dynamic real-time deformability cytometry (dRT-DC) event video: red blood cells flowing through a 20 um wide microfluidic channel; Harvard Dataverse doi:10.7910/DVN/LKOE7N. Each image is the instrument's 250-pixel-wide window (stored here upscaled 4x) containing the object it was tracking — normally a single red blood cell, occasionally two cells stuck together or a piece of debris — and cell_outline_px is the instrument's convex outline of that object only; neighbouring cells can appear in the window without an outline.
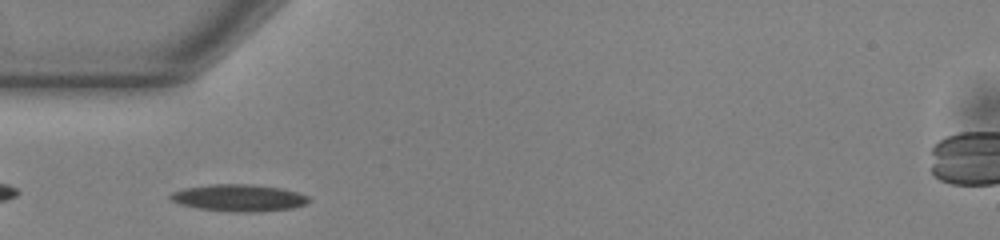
{"species": "common noctule bat (a hibernating species)", "species_latin": "Nyctalus noctula", "temperature_condition": "warm", "stored_images_in_passage": 38, "camera_frame_rate_fps": 3000, "um_per_image_px": 0.085, "animal": {"sex": "male", "body_mass_g": 13.0, "forearm_length_mm": 53.1}, "frame": {"image": 1, "passage_image": 2, "time_ms": 0.333, "image_size_px": [1000, 240], "cell_outline_px": [[312, 200], [304, 204], [292, 208], [256, 212], [232, 212], [200, 208], [180, 204], [172, 200], [168, 196], [172, 192], [184, 188], [212, 184], [252, 184], [284, 188], [300, 192], [308, 196]], "centroid_in_image_um": [20.35, 16.81], "position_along_channel_um": 64.7, "area_um2": 21.85}}
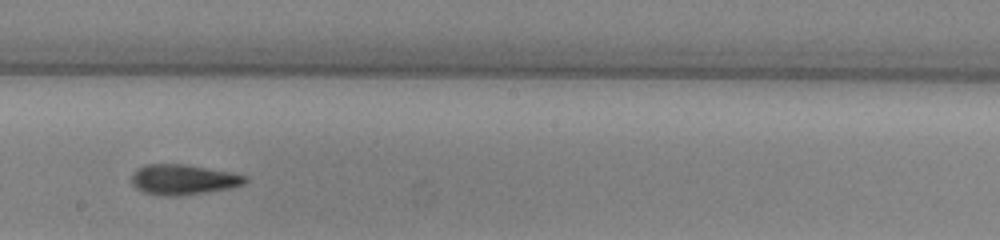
{"frame": {"image": 2, "passage_image": 15, "time_ms": 4.667, "image_size_px": [1000, 240], "cell_outline_px": [[248, 180], [244, 184], [228, 188], [204, 192], [176, 196], [160, 196], [144, 192], [136, 188], [132, 184], [132, 176], [140, 168], [148, 164], [184, 164], [232, 172], [248, 176]], "centroid_in_image_um": [15.6, 15.26], "position_along_channel_um": 232.6, "area_um2": 19.83}}
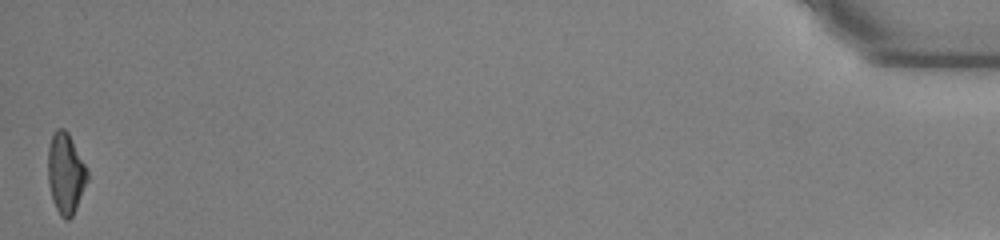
{"frame": {"image": 3, "passage_image": 38, "time_ms": 12.333, "image_size_px": [1000, 240], "cell_outline_px": [[88, 180], [76, 208], [72, 216], [68, 220], [64, 220], [60, 216], [52, 200], [48, 184], [48, 148], [52, 132], [56, 128], [64, 128], [68, 132], [88, 172]], "centroid_in_image_um": [5.56, 14.73], "position_along_channel_um": 429.6, "area_um2": 18.55}, "authors_computed_cell_mechanics": {"area_um2": 19.1029, "velocity_mm_per_s": 3.8873, "shape_relaxation_time_tau1_ms": 5.4431, "shape_relaxation_time_tau2_ms": 4.0568, "deformation_change_tau1": 0.1744, "deformation_change_tau2": 0.1478}}